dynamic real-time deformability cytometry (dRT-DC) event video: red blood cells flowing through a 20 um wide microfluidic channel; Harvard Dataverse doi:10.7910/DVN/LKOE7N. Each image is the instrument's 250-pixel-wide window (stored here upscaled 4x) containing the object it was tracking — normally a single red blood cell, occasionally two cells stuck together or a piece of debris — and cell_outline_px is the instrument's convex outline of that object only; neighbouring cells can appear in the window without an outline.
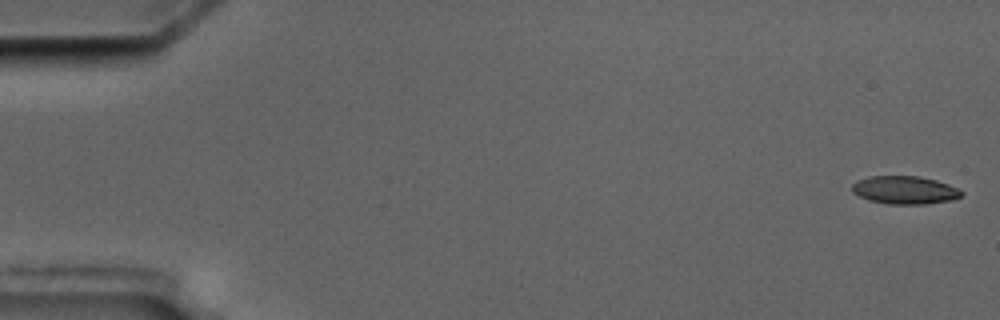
{"species": "common noctule bat (a hibernating species)", "species_latin": "Nyctalus noctula", "temperature_condition": "cold", "stored_images_in_passage": 6, "camera_frame_rate_fps": 3000, "um_per_image_px": 0.085, "animal": {"sex": "male", "body_mass_g": 17.5, "forearm_length_mm": 52.3}, "frame": {"image": 1, "passage_image": 1, "time_ms": 0.0, "image_size_px": [1000, 320], "cell_outline_px": [[964, 196], [948, 200], [924, 204], [888, 204], [868, 200], [852, 192], [852, 184], [868, 176], [916, 176], [936, 180], [948, 184], [964, 192]], "centroid_in_image_um": [76.9, 16.15], "position_along_channel_um": 8.1, "area_um2": 17.74}}
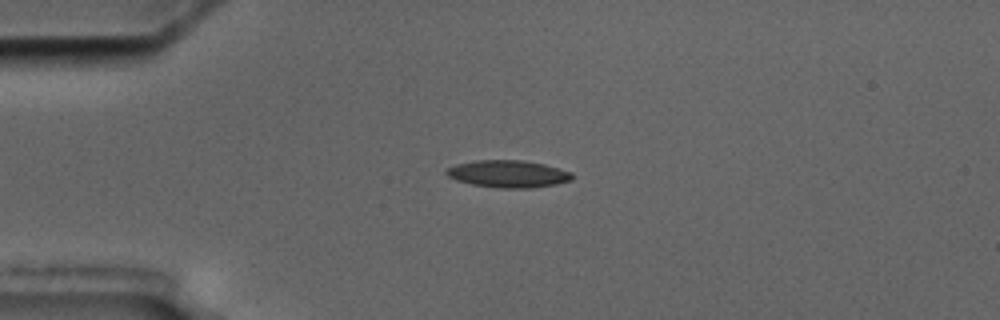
{"frame": {"image": 2, "passage_image": 4, "time_ms": 4.333, "image_size_px": [1000, 320], "cell_outline_px": [[572, 180], [556, 184], [528, 188], [500, 188], [472, 184], [456, 180], [448, 176], [444, 172], [448, 168], [456, 164], [476, 160], [524, 160], [544, 164], [572, 172]], "centroid_in_image_um": [43.19, 14.77], "position_along_channel_um": 41.8, "area_um2": 19.88}}
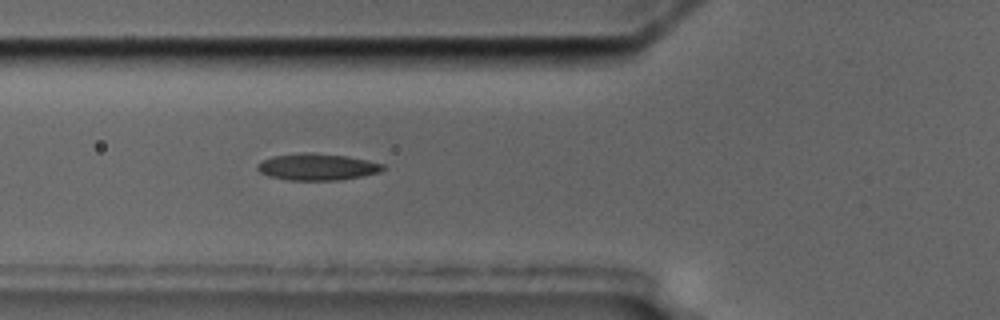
{"frame": {"image": 3, "passage_image": 6, "time_ms": 6.667, "image_size_px": [1000, 320], "cell_outline_px": [[384, 168], [380, 172], [340, 180], [288, 180], [268, 176], [260, 172], [256, 168], [256, 164], [260, 160], [272, 156], [304, 152], [312, 152], [348, 156], [368, 160], [384, 164]], "centroid_in_image_um": [26.92, 14.17], "position_along_channel_um": 98.9, "area_um2": 19.71}}